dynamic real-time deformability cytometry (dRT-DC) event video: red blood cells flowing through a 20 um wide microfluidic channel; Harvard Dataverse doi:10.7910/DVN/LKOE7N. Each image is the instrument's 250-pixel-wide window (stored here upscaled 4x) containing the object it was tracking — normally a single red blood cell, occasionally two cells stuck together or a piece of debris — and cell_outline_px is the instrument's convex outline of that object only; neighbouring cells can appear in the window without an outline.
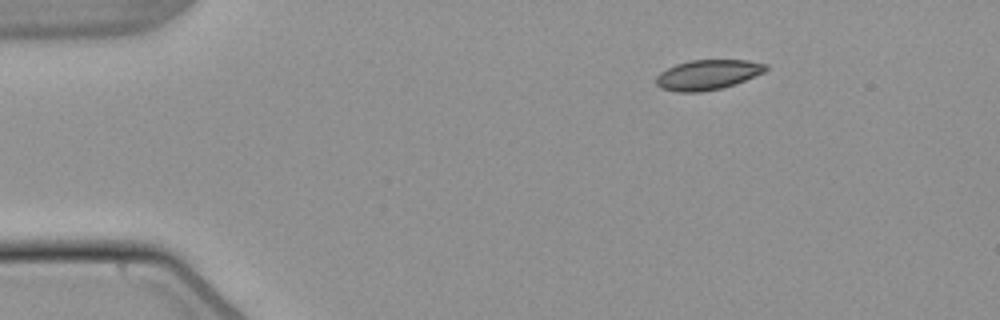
{"species": "common noctule bat (a hibernating species)", "species_latin": "Nyctalus noctula", "temperature_condition": "warm", "stored_images_in_passage": 46, "camera_frame_rate_fps": 3000, "um_per_image_px": 0.085, "animal": {"sex": "male", "body_mass_g": 21.5, "forearm_length_mm": 52.0}, "frame": {"image": 1, "passage_image": 1, "time_ms": 0.0, "image_size_px": [1000, 320], "cell_outline_px": [[768, 68], [764, 72], [736, 84], [720, 88], [700, 92], [680, 92], [660, 88], [656, 84], [656, 76], [660, 72], [676, 64], [688, 60], [748, 60], [768, 64]], "centroid_in_image_um": [60.16, 6.35], "position_along_channel_um": 24.8, "area_um2": 19.19}}
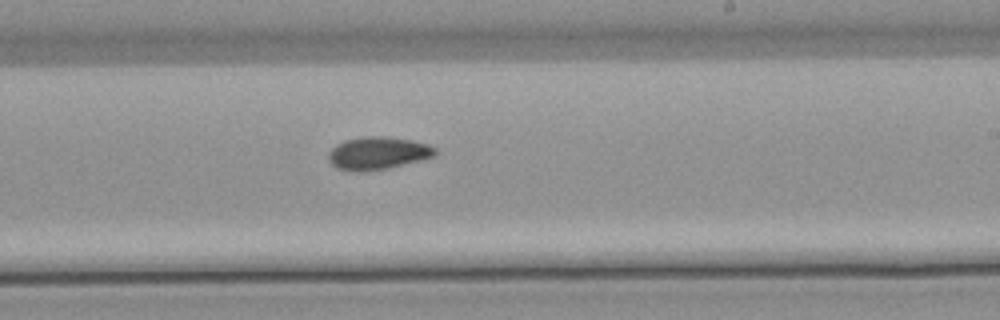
{"frame": {"image": 2, "passage_image": 25, "time_ms": 8.0, "image_size_px": [1000, 320], "cell_outline_px": [[436, 156], [388, 168], [364, 172], [336, 168], [328, 160], [328, 152], [336, 144], [344, 140], [364, 136], [384, 136], [412, 140], [428, 144], [436, 148]], "centroid_in_image_um": [32.11, 13.01], "position_along_channel_um": 256.9, "area_um2": 20.4}}
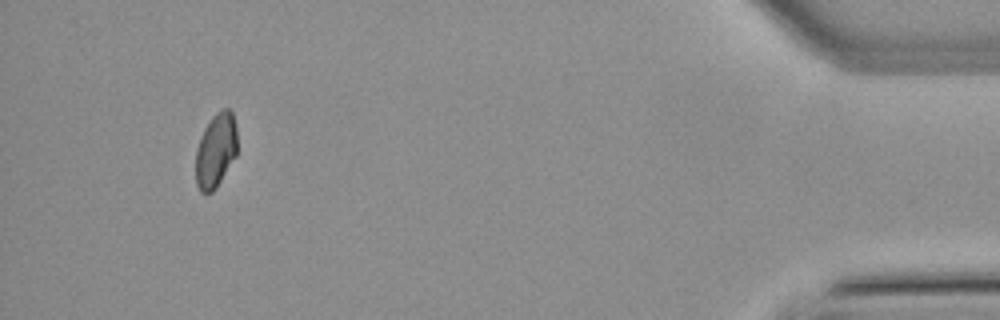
{"frame": {"image": 3, "passage_image": 43, "time_ms": 14.0, "image_size_px": [1000, 320], "cell_outline_px": [[236, 156], [216, 188], [212, 192], [200, 192], [196, 184], [196, 148], [204, 128], [212, 116], [216, 112], [224, 108], [228, 108], [232, 112], [236, 124]], "centroid_in_image_um": [18.34, 12.77], "position_along_channel_um": 416.9, "area_um2": 18.03}, "authors_computed_cell_mechanics": {"area_um2": 19.2763, "velocity_mm_per_s": 3.8368, "shape_relaxation_time_tau1_ms": null, "shape_relaxation_time_tau2_ms": 5.9485, "deformation_change_tau1": null, "deformation_change_tau2": 0.0755}}